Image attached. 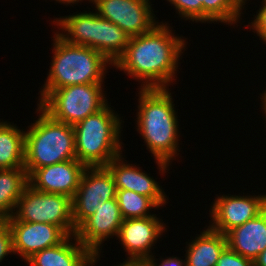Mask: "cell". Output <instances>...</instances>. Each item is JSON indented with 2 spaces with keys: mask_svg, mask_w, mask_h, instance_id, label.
<instances>
[{
  "mask_svg": "<svg viewBox=\"0 0 266 266\" xmlns=\"http://www.w3.org/2000/svg\"><path fill=\"white\" fill-rule=\"evenodd\" d=\"M168 24L161 21L151 31L131 37L126 51L113 65L139 82L140 89L169 88L177 82L178 64L188 42L186 37L174 35L176 30L173 33Z\"/></svg>",
  "mask_w": 266,
  "mask_h": 266,
  "instance_id": "1",
  "label": "cell"
},
{
  "mask_svg": "<svg viewBox=\"0 0 266 266\" xmlns=\"http://www.w3.org/2000/svg\"><path fill=\"white\" fill-rule=\"evenodd\" d=\"M169 88H138L136 129L154 156L159 174L169 171L180 153L178 112ZM175 106V107H174ZM177 156V157H176ZM167 170V171H166Z\"/></svg>",
  "mask_w": 266,
  "mask_h": 266,
  "instance_id": "2",
  "label": "cell"
},
{
  "mask_svg": "<svg viewBox=\"0 0 266 266\" xmlns=\"http://www.w3.org/2000/svg\"><path fill=\"white\" fill-rule=\"evenodd\" d=\"M53 33V57L46 82L39 90L37 105L53 90L70 85L103 83L108 67H113L98 51L87 46L72 45Z\"/></svg>",
  "mask_w": 266,
  "mask_h": 266,
  "instance_id": "3",
  "label": "cell"
},
{
  "mask_svg": "<svg viewBox=\"0 0 266 266\" xmlns=\"http://www.w3.org/2000/svg\"><path fill=\"white\" fill-rule=\"evenodd\" d=\"M110 106L107 103L73 125L76 159L86 167L106 166L124 151L121 133L125 121Z\"/></svg>",
  "mask_w": 266,
  "mask_h": 266,
  "instance_id": "4",
  "label": "cell"
},
{
  "mask_svg": "<svg viewBox=\"0 0 266 266\" xmlns=\"http://www.w3.org/2000/svg\"><path fill=\"white\" fill-rule=\"evenodd\" d=\"M94 10L75 12L53 19L55 33L67 43L87 46L104 55L113 65L124 54L129 36L119 26L101 18Z\"/></svg>",
  "mask_w": 266,
  "mask_h": 266,
  "instance_id": "5",
  "label": "cell"
},
{
  "mask_svg": "<svg viewBox=\"0 0 266 266\" xmlns=\"http://www.w3.org/2000/svg\"><path fill=\"white\" fill-rule=\"evenodd\" d=\"M37 120L25 131L24 168L29 175L34 169L76 159L72 125L51 118L38 105Z\"/></svg>",
  "mask_w": 266,
  "mask_h": 266,
  "instance_id": "6",
  "label": "cell"
},
{
  "mask_svg": "<svg viewBox=\"0 0 266 266\" xmlns=\"http://www.w3.org/2000/svg\"><path fill=\"white\" fill-rule=\"evenodd\" d=\"M103 83L78 84L50 92L38 106L56 121L75 125L108 102Z\"/></svg>",
  "mask_w": 266,
  "mask_h": 266,
  "instance_id": "7",
  "label": "cell"
},
{
  "mask_svg": "<svg viewBox=\"0 0 266 266\" xmlns=\"http://www.w3.org/2000/svg\"><path fill=\"white\" fill-rule=\"evenodd\" d=\"M6 221L48 223L59 226L68 236L75 235L72 198L34 190L28 185L19 198L13 215Z\"/></svg>",
  "mask_w": 266,
  "mask_h": 266,
  "instance_id": "8",
  "label": "cell"
},
{
  "mask_svg": "<svg viewBox=\"0 0 266 266\" xmlns=\"http://www.w3.org/2000/svg\"><path fill=\"white\" fill-rule=\"evenodd\" d=\"M157 216L123 220L116 240L121 242L127 257L120 265H142L154 254L153 246L167 232L166 223Z\"/></svg>",
  "mask_w": 266,
  "mask_h": 266,
  "instance_id": "9",
  "label": "cell"
},
{
  "mask_svg": "<svg viewBox=\"0 0 266 266\" xmlns=\"http://www.w3.org/2000/svg\"><path fill=\"white\" fill-rule=\"evenodd\" d=\"M114 179L105 166L86 167L72 198V217L75 230L99 207V201L116 198Z\"/></svg>",
  "mask_w": 266,
  "mask_h": 266,
  "instance_id": "10",
  "label": "cell"
},
{
  "mask_svg": "<svg viewBox=\"0 0 266 266\" xmlns=\"http://www.w3.org/2000/svg\"><path fill=\"white\" fill-rule=\"evenodd\" d=\"M151 0H92L94 10L101 18L119 26L129 36L151 31L159 20L152 9Z\"/></svg>",
  "mask_w": 266,
  "mask_h": 266,
  "instance_id": "11",
  "label": "cell"
},
{
  "mask_svg": "<svg viewBox=\"0 0 266 266\" xmlns=\"http://www.w3.org/2000/svg\"><path fill=\"white\" fill-rule=\"evenodd\" d=\"M209 210V227L226 235L230 230L255 218L266 208V193L263 195H217Z\"/></svg>",
  "mask_w": 266,
  "mask_h": 266,
  "instance_id": "12",
  "label": "cell"
},
{
  "mask_svg": "<svg viewBox=\"0 0 266 266\" xmlns=\"http://www.w3.org/2000/svg\"><path fill=\"white\" fill-rule=\"evenodd\" d=\"M99 203L96 212L88 217L75 232L77 240L97 258L103 256L104 241L113 239L115 236L117 238L124 220L116 198L105 202L99 201Z\"/></svg>",
  "mask_w": 266,
  "mask_h": 266,
  "instance_id": "13",
  "label": "cell"
},
{
  "mask_svg": "<svg viewBox=\"0 0 266 266\" xmlns=\"http://www.w3.org/2000/svg\"><path fill=\"white\" fill-rule=\"evenodd\" d=\"M7 223L12 234L13 252L24 262L36 252L59 245L68 237L59 226L48 223L24 221H7Z\"/></svg>",
  "mask_w": 266,
  "mask_h": 266,
  "instance_id": "14",
  "label": "cell"
},
{
  "mask_svg": "<svg viewBox=\"0 0 266 266\" xmlns=\"http://www.w3.org/2000/svg\"><path fill=\"white\" fill-rule=\"evenodd\" d=\"M85 168L83 163L73 159L34 169L28 175L29 185L34 190L73 198Z\"/></svg>",
  "mask_w": 266,
  "mask_h": 266,
  "instance_id": "15",
  "label": "cell"
},
{
  "mask_svg": "<svg viewBox=\"0 0 266 266\" xmlns=\"http://www.w3.org/2000/svg\"><path fill=\"white\" fill-rule=\"evenodd\" d=\"M123 153L112 159L105 167L111 173L116 189L131 190L149 197L159 208L164 207L168 197L150 174L142 171L141 167L130 164ZM128 163V164H127Z\"/></svg>",
  "mask_w": 266,
  "mask_h": 266,
  "instance_id": "16",
  "label": "cell"
},
{
  "mask_svg": "<svg viewBox=\"0 0 266 266\" xmlns=\"http://www.w3.org/2000/svg\"><path fill=\"white\" fill-rule=\"evenodd\" d=\"M98 260L100 258L85 248L75 235H69L59 245L36 252L25 263L29 266H94Z\"/></svg>",
  "mask_w": 266,
  "mask_h": 266,
  "instance_id": "17",
  "label": "cell"
},
{
  "mask_svg": "<svg viewBox=\"0 0 266 266\" xmlns=\"http://www.w3.org/2000/svg\"><path fill=\"white\" fill-rule=\"evenodd\" d=\"M226 237L232 251L254 261L266 249V208L255 218L230 230Z\"/></svg>",
  "mask_w": 266,
  "mask_h": 266,
  "instance_id": "18",
  "label": "cell"
},
{
  "mask_svg": "<svg viewBox=\"0 0 266 266\" xmlns=\"http://www.w3.org/2000/svg\"><path fill=\"white\" fill-rule=\"evenodd\" d=\"M205 226L207 228L196 234L195 239L186 242L184 257L187 266H216L220 254L227 247L226 235Z\"/></svg>",
  "mask_w": 266,
  "mask_h": 266,
  "instance_id": "19",
  "label": "cell"
},
{
  "mask_svg": "<svg viewBox=\"0 0 266 266\" xmlns=\"http://www.w3.org/2000/svg\"><path fill=\"white\" fill-rule=\"evenodd\" d=\"M0 119V169L24 168L25 131Z\"/></svg>",
  "mask_w": 266,
  "mask_h": 266,
  "instance_id": "20",
  "label": "cell"
},
{
  "mask_svg": "<svg viewBox=\"0 0 266 266\" xmlns=\"http://www.w3.org/2000/svg\"><path fill=\"white\" fill-rule=\"evenodd\" d=\"M29 185L25 168L0 169V220L10 218Z\"/></svg>",
  "mask_w": 266,
  "mask_h": 266,
  "instance_id": "21",
  "label": "cell"
},
{
  "mask_svg": "<svg viewBox=\"0 0 266 266\" xmlns=\"http://www.w3.org/2000/svg\"><path fill=\"white\" fill-rule=\"evenodd\" d=\"M248 0H201L202 23L220 22L228 26L241 23V13ZM250 1V0H249ZM236 24V25H235Z\"/></svg>",
  "mask_w": 266,
  "mask_h": 266,
  "instance_id": "22",
  "label": "cell"
},
{
  "mask_svg": "<svg viewBox=\"0 0 266 266\" xmlns=\"http://www.w3.org/2000/svg\"><path fill=\"white\" fill-rule=\"evenodd\" d=\"M116 200L123 219L154 216L152 209L160 210L149 197L131 190L117 189Z\"/></svg>",
  "mask_w": 266,
  "mask_h": 266,
  "instance_id": "23",
  "label": "cell"
},
{
  "mask_svg": "<svg viewBox=\"0 0 266 266\" xmlns=\"http://www.w3.org/2000/svg\"><path fill=\"white\" fill-rule=\"evenodd\" d=\"M174 6L179 17L185 21L190 20L194 23L202 24V4L201 0H166Z\"/></svg>",
  "mask_w": 266,
  "mask_h": 266,
  "instance_id": "24",
  "label": "cell"
},
{
  "mask_svg": "<svg viewBox=\"0 0 266 266\" xmlns=\"http://www.w3.org/2000/svg\"><path fill=\"white\" fill-rule=\"evenodd\" d=\"M261 6L259 5V10L254 14V20L248 22V25L244 27H250V31L256 33L259 36V40L266 45V0L261 1Z\"/></svg>",
  "mask_w": 266,
  "mask_h": 266,
  "instance_id": "25",
  "label": "cell"
},
{
  "mask_svg": "<svg viewBox=\"0 0 266 266\" xmlns=\"http://www.w3.org/2000/svg\"><path fill=\"white\" fill-rule=\"evenodd\" d=\"M216 266H254L251 259L232 251L228 246L220 254Z\"/></svg>",
  "mask_w": 266,
  "mask_h": 266,
  "instance_id": "26",
  "label": "cell"
},
{
  "mask_svg": "<svg viewBox=\"0 0 266 266\" xmlns=\"http://www.w3.org/2000/svg\"><path fill=\"white\" fill-rule=\"evenodd\" d=\"M9 254H14L11 230L6 220H0V262Z\"/></svg>",
  "mask_w": 266,
  "mask_h": 266,
  "instance_id": "27",
  "label": "cell"
},
{
  "mask_svg": "<svg viewBox=\"0 0 266 266\" xmlns=\"http://www.w3.org/2000/svg\"><path fill=\"white\" fill-rule=\"evenodd\" d=\"M155 255H152L149 259H147L141 266H187L185 259H181L179 256H169L164 259L162 256L158 259L155 258ZM161 259V260H160ZM158 261V262H157Z\"/></svg>",
  "mask_w": 266,
  "mask_h": 266,
  "instance_id": "28",
  "label": "cell"
},
{
  "mask_svg": "<svg viewBox=\"0 0 266 266\" xmlns=\"http://www.w3.org/2000/svg\"><path fill=\"white\" fill-rule=\"evenodd\" d=\"M254 266H266V249L253 261Z\"/></svg>",
  "mask_w": 266,
  "mask_h": 266,
  "instance_id": "29",
  "label": "cell"
},
{
  "mask_svg": "<svg viewBox=\"0 0 266 266\" xmlns=\"http://www.w3.org/2000/svg\"><path fill=\"white\" fill-rule=\"evenodd\" d=\"M87 1H89V3L92 4V0H87ZM55 2H58L60 4H64V6L65 5L66 6L67 5H71L73 7V5L76 6V5H78V3H81V2H84V1L83 0H55Z\"/></svg>",
  "mask_w": 266,
  "mask_h": 266,
  "instance_id": "30",
  "label": "cell"
},
{
  "mask_svg": "<svg viewBox=\"0 0 266 266\" xmlns=\"http://www.w3.org/2000/svg\"><path fill=\"white\" fill-rule=\"evenodd\" d=\"M264 93H260L259 95L261 96L260 97V101H261V108H262V110H263V114H265V116H266V89H265V91H263ZM265 121H266V117H265ZM266 123V122H265Z\"/></svg>",
  "mask_w": 266,
  "mask_h": 266,
  "instance_id": "31",
  "label": "cell"
},
{
  "mask_svg": "<svg viewBox=\"0 0 266 266\" xmlns=\"http://www.w3.org/2000/svg\"><path fill=\"white\" fill-rule=\"evenodd\" d=\"M114 266H141V265H120V264L118 263V265H114Z\"/></svg>",
  "mask_w": 266,
  "mask_h": 266,
  "instance_id": "32",
  "label": "cell"
}]
</instances>
